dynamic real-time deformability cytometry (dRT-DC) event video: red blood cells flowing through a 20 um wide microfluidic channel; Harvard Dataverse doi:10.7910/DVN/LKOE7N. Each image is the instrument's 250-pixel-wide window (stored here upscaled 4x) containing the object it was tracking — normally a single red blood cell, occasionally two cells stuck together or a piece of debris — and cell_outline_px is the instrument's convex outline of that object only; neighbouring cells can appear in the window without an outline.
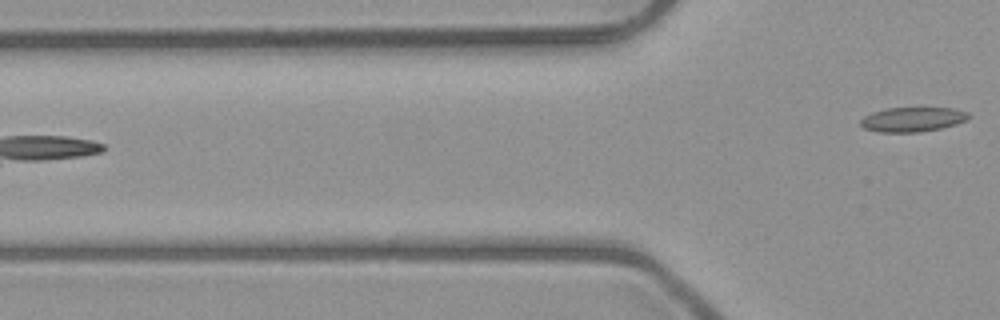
{"species": "common noctule bat (a hibernating species)", "species_latin": "Nyctalus noctula", "temperature_condition": "room temperature", "stored_images_in_passage": 6, "camera_frame_rate_fps": 3000, "um_per_image_px": 0.085, "animal": {"sex": "male", "body_mass_g": 23.1, "forearm_length_mm": 52.7}, "frame": {"image": 1, "passage_image": 6, "time_ms": 6.667, "image_size_px": [1000, 320], "cell_outline_px": [[972, 116], [968, 120], [956, 124], [940, 128], [916, 132], [880, 132], [864, 128], [860, 124], [860, 120], [864, 116], [872, 112], [884, 108], [956, 108], [968, 112]], "centroid_in_image_um": [77.59, 10.14], "position_along_channel_um": 48.2, "area_um2": 15.55}}